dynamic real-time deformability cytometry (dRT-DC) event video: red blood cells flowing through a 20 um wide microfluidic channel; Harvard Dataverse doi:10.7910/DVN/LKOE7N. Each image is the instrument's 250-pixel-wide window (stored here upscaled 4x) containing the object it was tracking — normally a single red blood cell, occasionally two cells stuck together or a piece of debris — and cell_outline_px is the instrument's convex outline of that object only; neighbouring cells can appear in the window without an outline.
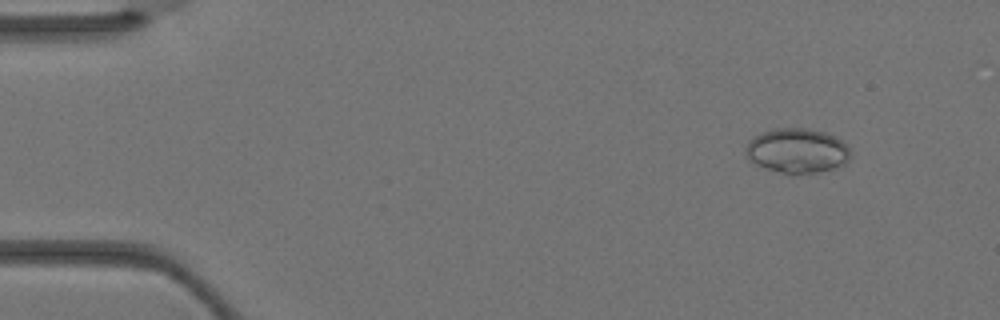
{"species": "Egyptian fruit bat (a non-hibernating species)", "species_latin": "Rousettus aegyptiacus", "temperature_condition": "warm", "stored_images_in_passage": 2, "camera_frame_rate_fps": 3000, "um_per_image_px": 0.085, "animal": {"sex": "female"}, "frame": {"image": 1, "passage_image": 1, "time_ms": 0.0, "image_size_px": [1000, 320], "cell_outline_px": [[848, 160], [844, 164], [832, 168], [816, 172], [796, 176], [792, 176], [756, 164], [748, 160], [744, 148], [748, 140], [760, 132], [776, 128], [804, 128], [824, 132], [848, 144]], "centroid_in_image_um": [67.69, 12.82], "position_along_channel_um": 17.3, "area_um2": 27.4}}